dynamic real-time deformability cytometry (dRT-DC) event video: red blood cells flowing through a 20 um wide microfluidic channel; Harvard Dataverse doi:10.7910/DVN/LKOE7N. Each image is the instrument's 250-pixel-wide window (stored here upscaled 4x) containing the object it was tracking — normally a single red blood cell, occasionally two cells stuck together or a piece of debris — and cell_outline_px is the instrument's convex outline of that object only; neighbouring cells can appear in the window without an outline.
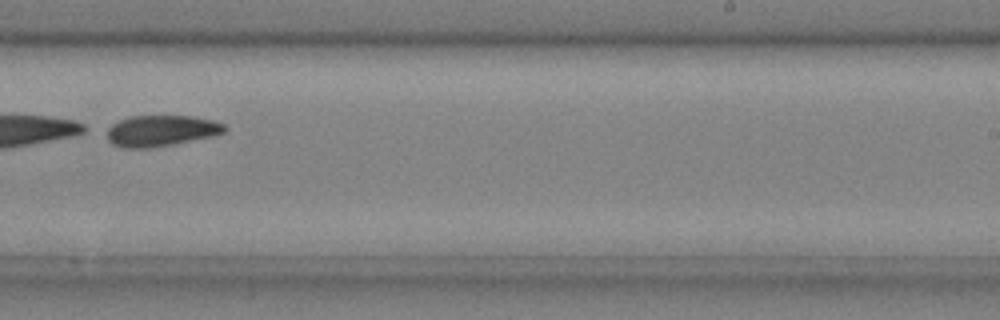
{"species": "common noctule bat (a hibernating species)", "species_latin": "Nyctalus noctula", "temperature_condition": "cold", "stored_images_in_passage": 39, "camera_frame_rate_fps": 3000, "um_per_image_px": 0.085, "animal": {"sex": "male", "body_mass_g": 20.4}, "frame": {"image": 1, "passage_image": 28, "time_ms": 9.0, "image_size_px": [1000, 320], "cell_outline_px": [[228, 128], [224, 132], [212, 136], [152, 148], [124, 148], [112, 144], [108, 140], [108, 128], [112, 124], [120, 120], [132, 116], [192, 116], [212, 120], [224, 124]], "centroid_in_image_um": [13.69, 11.11], "position_along_channel_um": 275.3, "area_um2": 21.15}}